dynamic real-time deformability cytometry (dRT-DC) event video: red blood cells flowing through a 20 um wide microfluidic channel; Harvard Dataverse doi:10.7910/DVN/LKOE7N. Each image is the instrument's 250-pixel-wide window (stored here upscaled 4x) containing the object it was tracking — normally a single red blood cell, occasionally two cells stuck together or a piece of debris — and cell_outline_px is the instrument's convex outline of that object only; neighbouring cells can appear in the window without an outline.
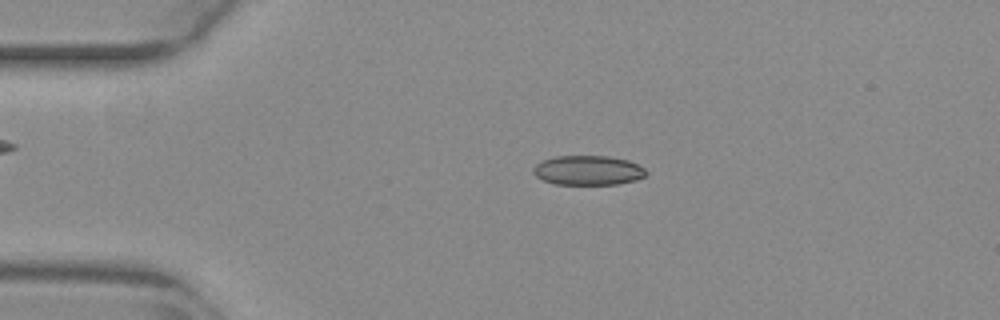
{"species": "common noctule bat (a hibernating species)", "species_latin": "Nyctalus noctula", "temperature_condition": "warm", "stored_images_in_passage": 53, "camera_frame_rate_fps": 3000, "um_per_image_px": 0.085, "animal": {"sex": "female", "body_mass_g": 29.2, "forearm_length_mm": 56.3}, "frame": {"image": 1, "passage_image": 11, "time_ms": 3.333, "image_size_px": [1000, 320], "cell_outline_px": [[648, 172], [644, 176], [636, 180], [616, 184], [556, 184], [544, 180], [536, 176], [532, 172], [532, 168], [536, 164], [544, 160], [556, 156], [608, 156], [628, 160], [644, 168]], "centroid_in_image_um": [49.98, 14.47], "position_along_channel_um": 35.0, "area_um2": 19.31}}
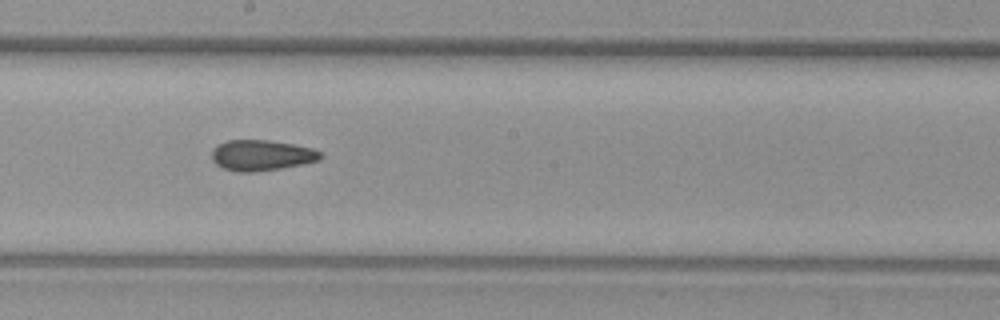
{"frame": {"image": 2, "passage_image": 29, "time_ms": 9.333, "image_size_px": [1000, 320], "cell_outline_px": [[324, 156], [320, 160], [280, 168], [252, 172], [236, 172], [224, 168], [216, 164], [212, 160], [212, 148], [228, 140], [268, 140], [292, 144], [312, 148], [320, 152]], "centroid_in_image_um": [22.22, 13.2], "position_along_channel_um": 226.0, "area_um2": 19.31}}
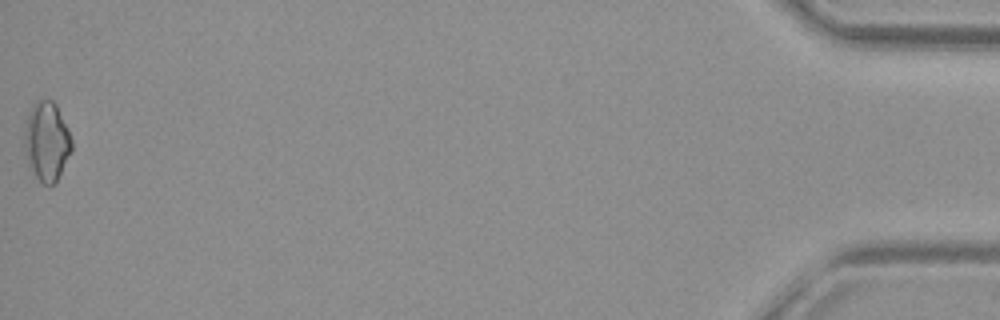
{"frame": {"image": 3, "passage_image": 53, "time_ms": 17.333, "image_size_px": [1000, 320], "cell_outline_px": [[72, 152], [56, 184], [44, 184], [36, 176], [28, 164], [24, 144], [24, 132], [28, 112], [32, 104], [36, 100], [52, 100], [56, 104], [68, 128], [72, 140]], "centroid_in_image_um": [3.99, 12.01], "position_along_channel_um": 431.2, "area_um2": 22.02}, "authors_computed_cell_mechanics": {"area_um2": 19.3052, "velocity_mm_per_s": 3.8633, "shape_relaxation_time_tau1_ms": null, "shape_relaxation_time_tau2_ms": 3.601, "deformation_change_tau1": null, "deformation_change_tau2": 0.0959}}